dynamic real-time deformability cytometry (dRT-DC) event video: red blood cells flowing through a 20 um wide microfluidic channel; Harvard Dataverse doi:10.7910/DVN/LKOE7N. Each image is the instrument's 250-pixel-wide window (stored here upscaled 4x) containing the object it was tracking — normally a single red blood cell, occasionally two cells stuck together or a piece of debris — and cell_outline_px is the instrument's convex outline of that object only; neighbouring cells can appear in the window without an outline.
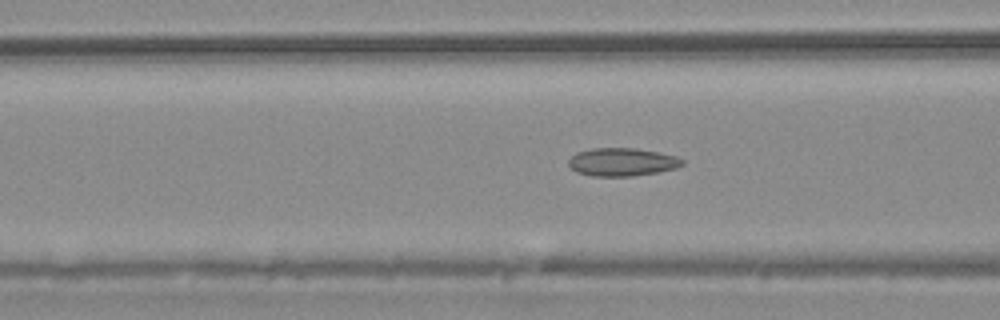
{"species": "common noctule bat (a hibernating species)", "species_latin": "Nyctalus noctula", "temperature_condition": "warm", "stored_images_in_passage": 37, "camera_frame_rate_fps": 3000, "um_per_image_px": 0.085, "animal": {"sex": "male", "body_mass_g": 20.4}, "frame": {"image": 1, "passage_image": 4, "time_ms": 1.0, "image_size_px": [1000, 320], "cell_outline_px": [[684, 164], [676, 168], [660, 172], [632, 176], [592, 176], [576, 172], [568, 164], [568, 160], [576, 152], [592, 148], [632, 148], [656, 152], [676, 156], [684, 160]], "centroid_in_image_um": [52.87, 13.78], "position_along_channel_um": 113.7, "area_um2": 18.61}}
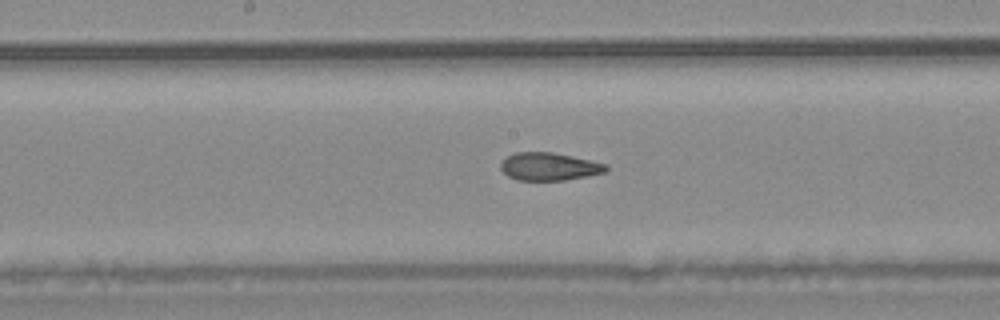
{"frame": {"image": 2, "passage_image": 11, "time_ms": 3.333, "image_size_px": [1000, 320], "cell_outline_px": [[608, 168], [604, 172], [588, 176], [564, 180], [516, 180], [508, 176], [500, 168], [500, 164], [508, 156], [516, 152], [552, 152], [572, 156], [608, 164]], "centroid_in_image_um": [46.68, 14.16], "position_along_channel_um": 201.5, "area_um2": 16.99}}
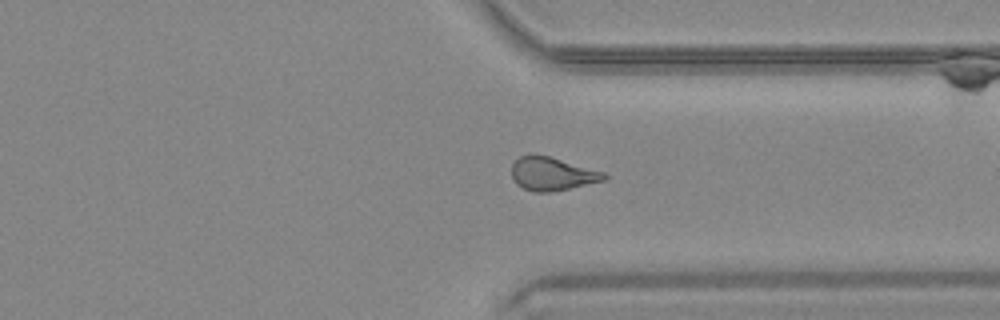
{"frame": {"image": 3, "passage_image": 24, "time_ms": 7.667, "image_size_px": [1000, 320], "cell_outline_px": [[608, 180], [552, 192], [532, 192], [516, 184], [512, 176], [512, 164], [520, 156], [548, 156], [604, 172], [608, 176]], "centroid_in_image_um": [46.96, 14.81], "position_along_channel_um": 364.4, "area_um2": 17.74}}